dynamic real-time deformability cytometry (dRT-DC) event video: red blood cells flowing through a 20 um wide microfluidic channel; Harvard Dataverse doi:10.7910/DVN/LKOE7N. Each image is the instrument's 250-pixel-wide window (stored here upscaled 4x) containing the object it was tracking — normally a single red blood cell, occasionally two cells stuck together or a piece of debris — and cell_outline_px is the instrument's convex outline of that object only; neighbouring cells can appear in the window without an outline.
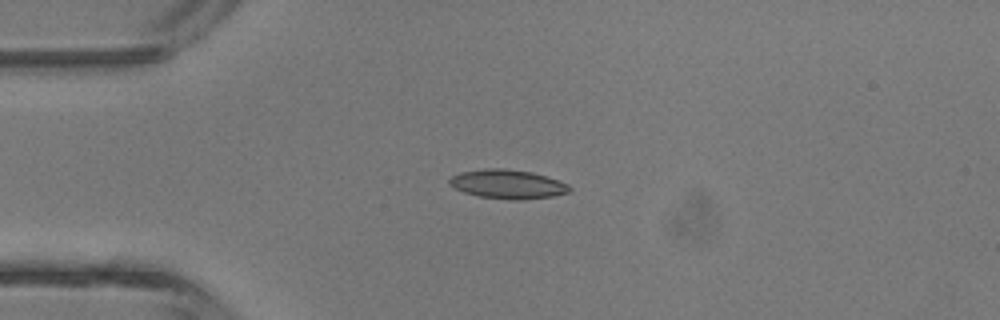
{"species": "common noctule bat (a hibernating species)", "species_latin": "Nyctalus noctula", "temperature_condition": "room temperature", "stored_images_in_passage": 2, "camera_frame_rate_fps": 3000, "um_per_image_px": 0.085, "animal": {"sex": "male", "body_mass_g": 13.3}, "frame": {"image": 1, "passage_image": 1, "time_ms": 0.0, "image_size_px": [1000, 320], "cell_outline_px": [[572, 188], [568, 192], [552, 196], [520, 200], [512, 200], [480, 196], [464, 192], [448, 184], [448, 180], [452, 176], [460, 172], [484, 168], [504, 168], [532, 172], [568, 184]], "centroid_in_image_um": [43.12, 15.64], "position_along_channel_um": 41.9, "area_um2": 20.17}}